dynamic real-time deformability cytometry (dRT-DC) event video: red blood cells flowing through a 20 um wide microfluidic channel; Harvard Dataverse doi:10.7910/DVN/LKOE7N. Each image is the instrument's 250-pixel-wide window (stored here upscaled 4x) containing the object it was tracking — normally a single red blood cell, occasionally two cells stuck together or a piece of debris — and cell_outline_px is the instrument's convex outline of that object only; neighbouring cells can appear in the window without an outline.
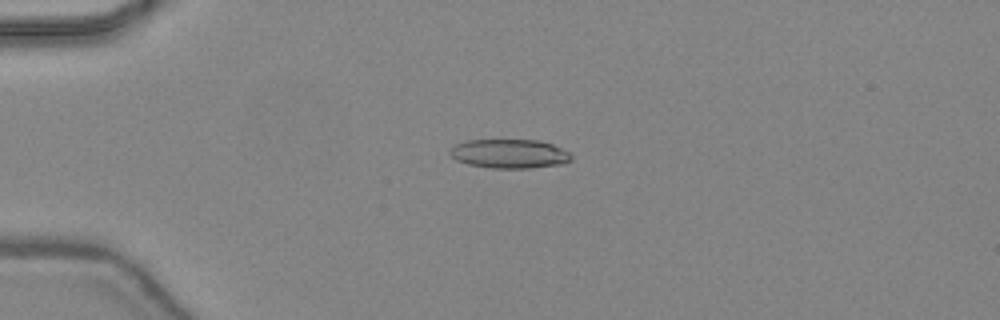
{"species": "common noctule bat (a hibernating species)", "species_latin": "Nyctalus noctula", "temperature_condition": "warm", "stored_images_in_passage": 46, "camera_frame_rate_fps": 3000, "um_per_image_px": 0.085, "animal": {"sex": "female", "body_mass_g": 24.6, "forearm_length_mm": 56.2}, "frame": {"image": 1, "passage_image": 12, "time_ms": 3.667, "image_size_px": [1000, 320], "cell_outline_px": [[572, 160], [564, 164], [528, 168], [492, 168], [468, 164], [456, 160], [448, 152], [456, 144], [468, 140], [536, 140], [552, 144], [568, 152], [572, 156]], "centroid_in_image_um": [43.31, 13.07], "position_along_channel_um": 41.7, "area_um2": 20.46}}
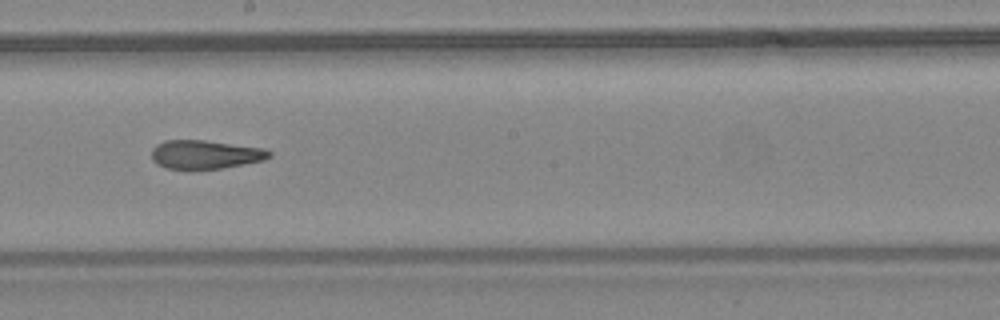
{"frame": {"image": 2, "passage_image": 27, "time_ms": 8.667, "image_size_px": [1000, 320], "cell_outline_px": [[272, 156], [264, 160], [244, 164], [196, 172], [188, 172], [168, 168], [156, 164], [152, 160], [152, 148], [156, 144], [164, 140], [204, 140], [264, 148], [272, 152]], "centroid_in_image_um": [17.41, 13.17], "position_along_channel_um": 230.8, "area_um2": 20.4}}
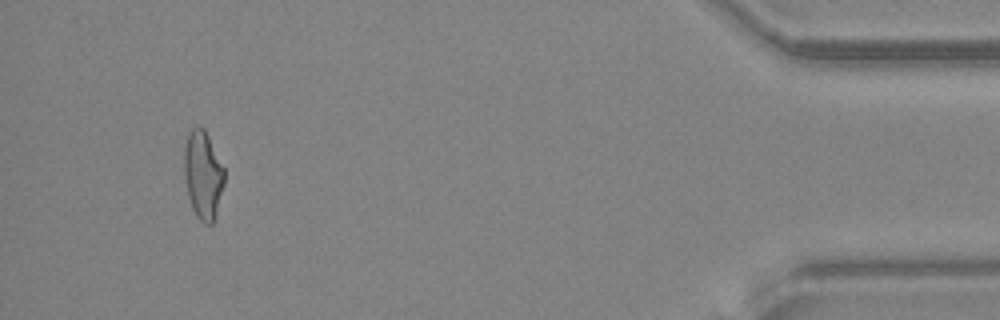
{"frame": {"image": 3, "passage_image": 44, "time_ms": 14.333, "image_size_px": [1000, 320], "cell_outline_px": [[224, 184], [212, 224], [204, 224], [196, 216], [192, 208], [188, 196], [184, 176], [184, 148], [188, 132], [192, 128], [200, 124], [204, 128], [224, 168]], "centroid_in_image_um": [17.23, 14.83], "position_along_channel_um": 418.0, "area_um2": 20.58}, "authors_computed_cell_mechanics": {"area_um2": 20.5768, "velocity_mm_per_s": 4.478, "shape_relaxation_time_tau1_ms": null, "shape_relaxation_time_tau2_ms": 2.3678, "deformation_change_tau1": null, "deformation_change_tau2": 0.1214}}